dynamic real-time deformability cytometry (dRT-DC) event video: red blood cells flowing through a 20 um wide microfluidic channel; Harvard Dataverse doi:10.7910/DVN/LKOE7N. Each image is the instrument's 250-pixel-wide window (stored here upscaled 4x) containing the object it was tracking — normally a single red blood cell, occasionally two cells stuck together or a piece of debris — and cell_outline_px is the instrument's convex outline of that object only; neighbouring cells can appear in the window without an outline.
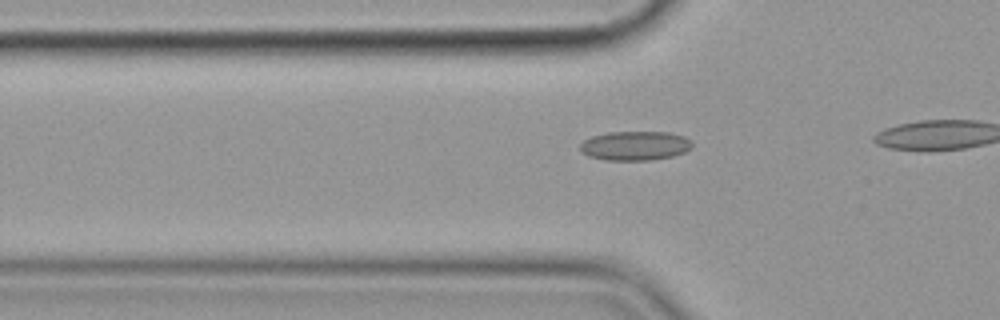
{"species": "common noctule bat (a hibernating species)", "species_latin": "Nyctalus noctula", "temperature_condition": "cold", "stored_images_in_passage": 21, "camera_frame_rate_fps": 3000, "um_per_image_px": 0.085, "animal": {"sex": "female", "body_mass_g": 19.9}, "frame": {"image": 1, "passage_image": 12, "time_ms": 3.667, "image_size_px": [1000, 320], "cell_outline_px": [[692, 148], [684, 152], [672, 156], [652, 160], [604, 160], [588, 156], [580, 152], [580, 144], [584, 140], [592, 136], [608, 132], [668, 132], [684, 136], [692, 140]], "centroid_in_image_um": [53.97, 12.39], "position_along_channel_um": 71.8, "area_um2": 19.25}}